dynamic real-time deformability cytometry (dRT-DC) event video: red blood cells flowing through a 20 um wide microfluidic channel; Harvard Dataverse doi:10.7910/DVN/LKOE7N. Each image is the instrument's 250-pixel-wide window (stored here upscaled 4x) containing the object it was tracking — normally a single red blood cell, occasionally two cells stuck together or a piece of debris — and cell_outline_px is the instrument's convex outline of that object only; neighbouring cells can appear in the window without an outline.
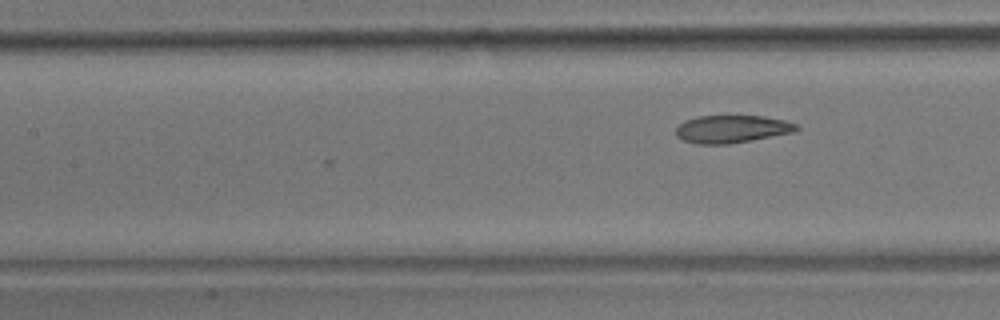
{"species": "common noctule bat (a hibernating species)", "species_latin": "Nyctalus noctula", "temperature_condition": "room temperature", "stored_images_in_passage": 21, "camera_frame_rate_fps": 3000, "um_per_image_px": 0.085, "animal": {"sex": "male", "body_mass_g": 17.9}, "frame": {"image": 1, "passage_image": 21, "time_ms": 6.667, "image_size_px": [1000, 320], "cell_outline_px": [[800, 128], [796, 132], [752, 140], [728, 144], [696, 144], [684, 140], [676, 136], [676, 128], [684, 120], [696, 116], [764, 116], [784, 120], [796, 124]], "centroid_in_image_um": [62.21, 10.97], "position_along_channel_um": 145.2, "area_um2": 19.54}}